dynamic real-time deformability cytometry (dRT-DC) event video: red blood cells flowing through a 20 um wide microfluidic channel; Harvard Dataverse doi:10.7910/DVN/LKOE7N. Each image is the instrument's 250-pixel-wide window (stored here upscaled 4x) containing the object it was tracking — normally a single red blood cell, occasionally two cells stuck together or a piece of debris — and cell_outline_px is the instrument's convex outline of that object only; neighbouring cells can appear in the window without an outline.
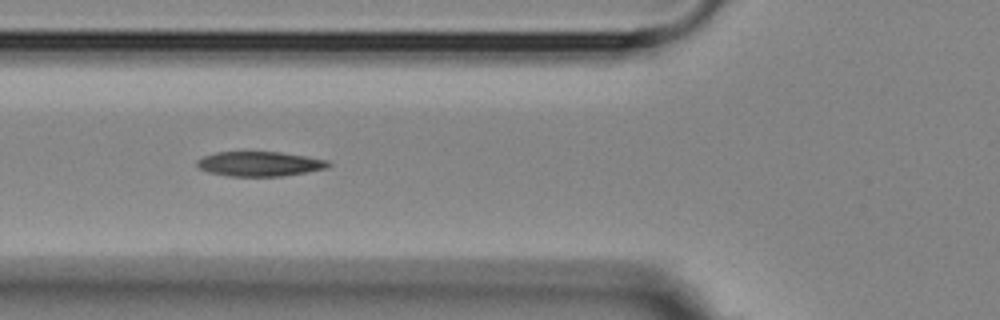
{"species": "Egyptian fruit bat (a non-hibernating species)", "species_latin": "Rousettus aegyptiacus", "temperature_condition": "room temperature", "stored_images_in_passage": 9, "camera_frame_rate_fps": 3000, "um_per_image_px": 0.085, "animal": {"sex": "female"}, "frame": {"image": 1, "passage_image": 4, "time_ms": 4.333, "image_size_px": [1000, 320], "cell_outline_px": [[332, 164], [328, 168], [280, 176], [228, 176], [208, 172], [200, 168], [196, 164], [196, 160], [204, 156], [216, 152], [280, 152], [328, 160]], "centroid_in_image_um": [22.06, 13.93], "position_along_channel_um": 103.7, "area_um2": 18.79}}
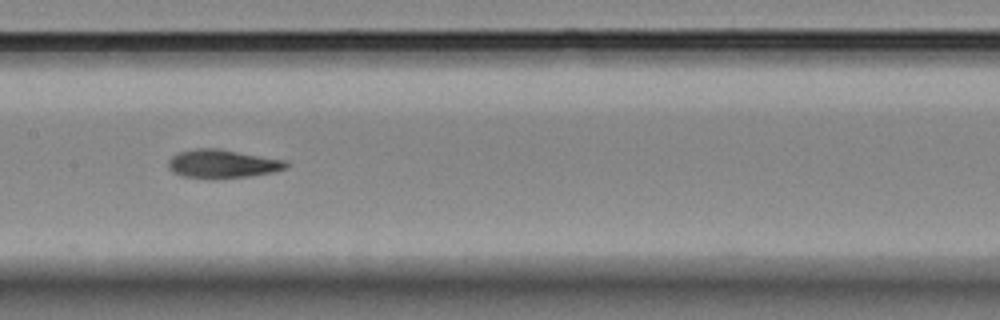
{"frame": {"image": 2, "passage_image": 6, "time_ms": 6.667, "image_size_px": [1000, 320], "cell_outline_px": [[288, 168], [272, 172], [248, 176], [212, 180], [180, 176], [172, 172], [168, 168], [168, 160], [172, 156], [180, 152], [196, 148], [220, 148], [284, 160], [288, 164]], "centroid_in_image_um": [18.86, 13.94], "position_along_channel_um": 188.5, "area_um2": 19.88}}
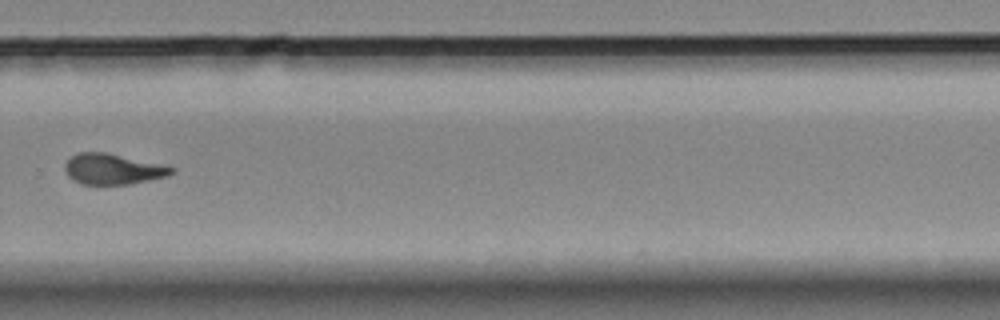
{"frame": {"image": 3, "passage_image": 9, "time_ms": 10.333, "image_size_px": [1000, 320], "cell_outline_px": [[176, 172], [168, 176], [128, 184], [80, 184], [72, 180], [68, 176], [64, 168], [64, 164], [76, 152], [108, 152], [160, 164], [176, 168]], "centroid_in_image_um": [9.58, 14.36], "position_along_channel_um": 320.2, "area_um2": 19.13}}